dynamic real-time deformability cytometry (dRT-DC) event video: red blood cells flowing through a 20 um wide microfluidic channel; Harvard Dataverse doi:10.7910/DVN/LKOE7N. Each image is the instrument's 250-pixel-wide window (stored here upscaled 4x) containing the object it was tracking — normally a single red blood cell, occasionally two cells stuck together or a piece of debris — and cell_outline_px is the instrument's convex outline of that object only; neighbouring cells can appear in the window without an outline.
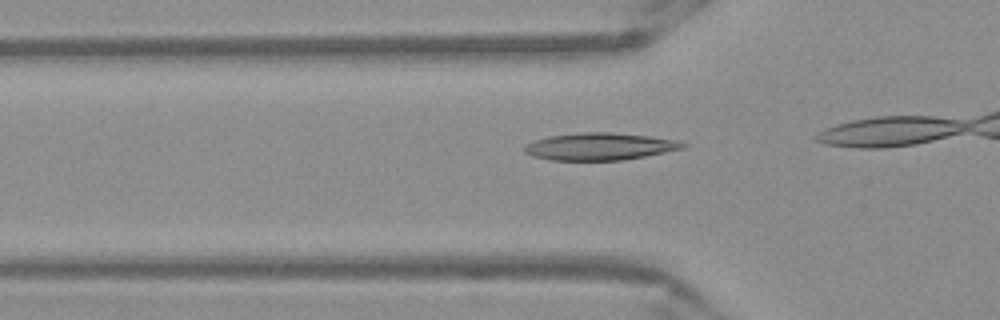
{"species": "Egyptian fruit bat (a non-hibernating species)", "species_latin": "Rousettus aegyptiacus", "temperature_condition": "warm", "stored_images_in_passage": 17, "camera_frame_rate_fps": 3000, "um_per_image_px": 0.085, "frame": {"image": 1, "passage_image": 12, "time_ms": 3.667, "image_size_px": [1000, 320], "cell_outline_px": [[688, 144], [684, 148], [644, 156], [620, 160], [552, 160], [532, 156], [524, 152], [524, 144], [548, 136], [580, 132], [612, 132], [648, 136], [676, 140]], "centroid_in_image_um": [50.94, 12.44], "position_along_channel_um": 74.9, "area_um2": 25.03}}
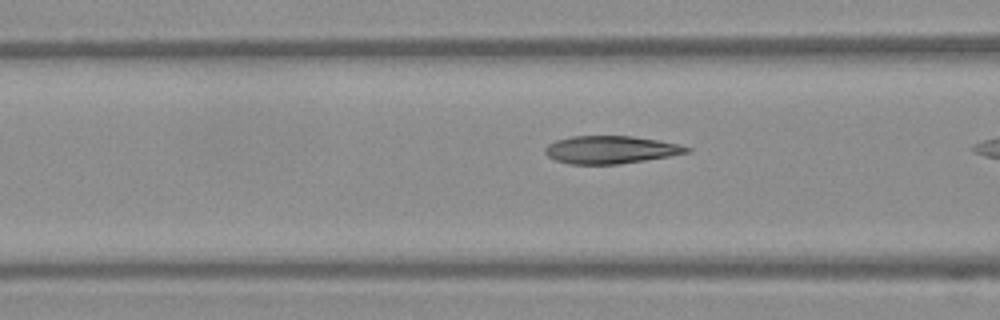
{"frame": {"image": 2, "passage_image": 15, "time_ms": 4.667, "image_size_px": [1000, 320], "cell_outline_px": [[692, 152], [620, 164], [568, 164], [556, 160], [548, 156], [544, 152], [544, 148], [548, 144], [556, 140], [572, 136], [632, 136], [680, 144], [692, 148]], "centroid_in_image_um": [51.91, 12.72], "position_along_channel_um": 114.7, "area_um2": 22.89}}